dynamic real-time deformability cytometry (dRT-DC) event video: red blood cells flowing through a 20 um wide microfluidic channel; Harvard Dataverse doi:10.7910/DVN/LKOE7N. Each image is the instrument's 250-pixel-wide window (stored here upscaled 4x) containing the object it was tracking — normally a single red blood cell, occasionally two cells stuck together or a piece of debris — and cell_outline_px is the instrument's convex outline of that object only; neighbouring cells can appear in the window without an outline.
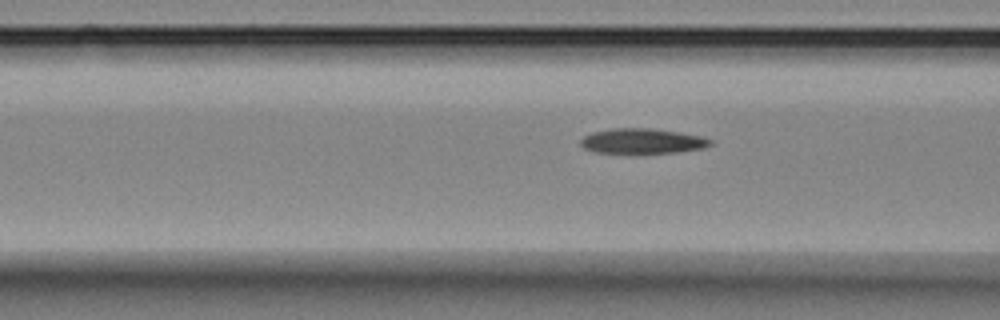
{"species": "Egyptian fruit bat (a non-hibernating species)", "species_latin": "Rousettus aegyptiacus", "temperature_condition": "room temperature", "stored_images_in_passage": 6, "segment_of_instrument_passage": [2, 2], "camera_frame_rate_fps": 3000, "um_per_image_px": 0.085, "animal": {"sex": "female"}, "frame": {"image": 1, "passage_image": 6, "time_ms": 5.667, "image_size_px": [1000, 320], "cell_outline_px": [[716, 144], [704, 148], [680, 152], [636, 156], [596, 152], [584, 148], [580, 144], [580, 140], [584, 136], [592, 132], [612, 128], [648, 128], [680, 132], [700, 136], [716, 140]], "centroid_in_image_um": [54.65, 12.04], "position_along_channel_um": 112.0, "area_um2": 20.17}}